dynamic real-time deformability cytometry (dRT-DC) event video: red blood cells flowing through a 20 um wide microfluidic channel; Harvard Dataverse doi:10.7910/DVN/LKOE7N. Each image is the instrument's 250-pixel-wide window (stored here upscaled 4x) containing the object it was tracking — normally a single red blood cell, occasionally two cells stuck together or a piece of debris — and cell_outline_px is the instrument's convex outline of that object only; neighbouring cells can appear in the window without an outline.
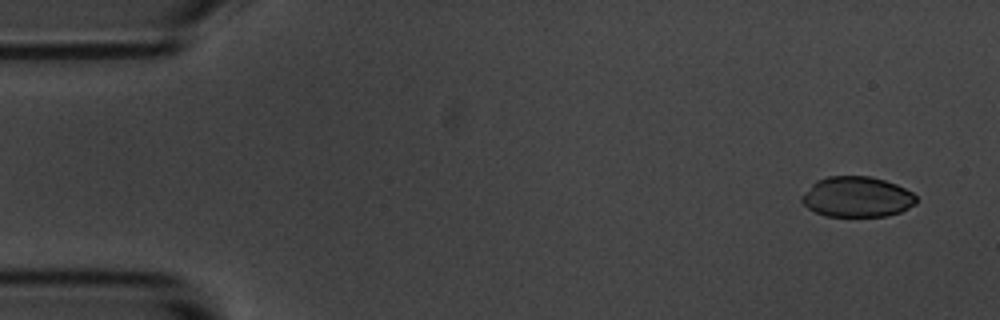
{"species": "common noctule bat (a hibernating species)", "species_latin": "Nyctalus noctula", "temperature_condition": "room temperature", "stored_images_in_passage": 4, "camera_frame_rate_fps": 3000, "um_per_image_px": 0.085, "animal": {"sex": "male", "body_mass_g": 20.1, "forearm_length_mm": 53.5}, "frame": {"image": 1, "passage_image": 1, "time_ms": 0.0, "image_size_px": [1000, 320], "cell_outline_px": [[916, 204], [900, 212], [888, 216], [824, 216], [808, 208], [800, 200], [800, 196], [816, 180], [828, 176], [872, 176], [896, 184], [912, 192], [916, 196]], "centroid_in_image_um": [72.83, 16.73], "position_along_channel_um": 12.2, "area_um2": 27.11}}